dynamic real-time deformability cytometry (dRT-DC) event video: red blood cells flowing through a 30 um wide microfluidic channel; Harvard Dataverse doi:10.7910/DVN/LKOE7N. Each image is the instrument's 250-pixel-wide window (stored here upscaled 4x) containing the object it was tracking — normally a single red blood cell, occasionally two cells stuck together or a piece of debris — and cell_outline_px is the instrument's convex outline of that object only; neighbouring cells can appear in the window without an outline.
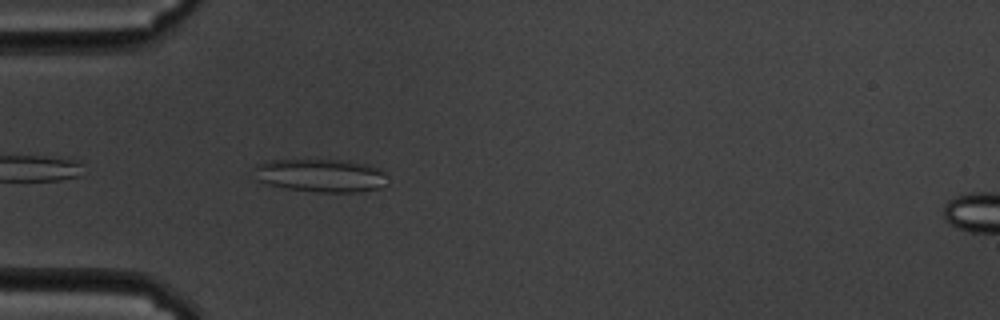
{"species": "common noctule bat (a hibernating species)", "species_latin": "Nyctalus noctula", "temperature_condition": "cold", "stored_images_in_passage": 7, "camera_frame_rate_fps": 3000, "um_per_image_px": 0.085, "animal": {"sex": "male", "body_mass_g": 19.5, "forearm_length_mm": 54.6}, "frame": {"image": 1, "passage_image": 3, "time_ms": 0.667, "image_size_px": [1000, 320], "cell_outline_px": [[384, 184], [380, 188], [356, 192], [316, 192], [284, 188], [268, 184], [256, 180], [256, 164], [268, 160], [348, 160], [380, 168], [384, 172]], "centroid_in_image_um": [27.24, 14.91], "position_along_channel_um": 57.8, "area_um2": 25.66}}
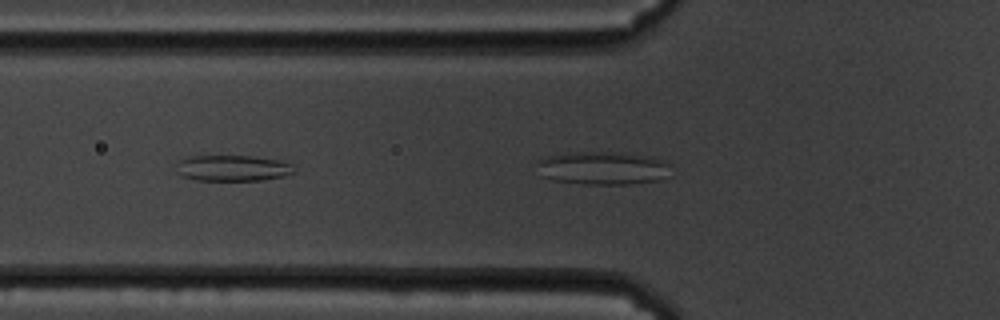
{"frame": {"image": 2, "passage_image": 5, "time_ms": 1.333, "image_size_px": [1000, 320], "cell_outline_px": [[296, 172], [284, 176], [260, 180], [196, 180], [180, 176], [176, 172], [180, 160], [188, 156], [252, 156], [280, 160], [292, 164]], "centroid_in_image_um": [19.78, 14.29], "position_along_channel_um": 106.0, "area_um2": 17.86}}